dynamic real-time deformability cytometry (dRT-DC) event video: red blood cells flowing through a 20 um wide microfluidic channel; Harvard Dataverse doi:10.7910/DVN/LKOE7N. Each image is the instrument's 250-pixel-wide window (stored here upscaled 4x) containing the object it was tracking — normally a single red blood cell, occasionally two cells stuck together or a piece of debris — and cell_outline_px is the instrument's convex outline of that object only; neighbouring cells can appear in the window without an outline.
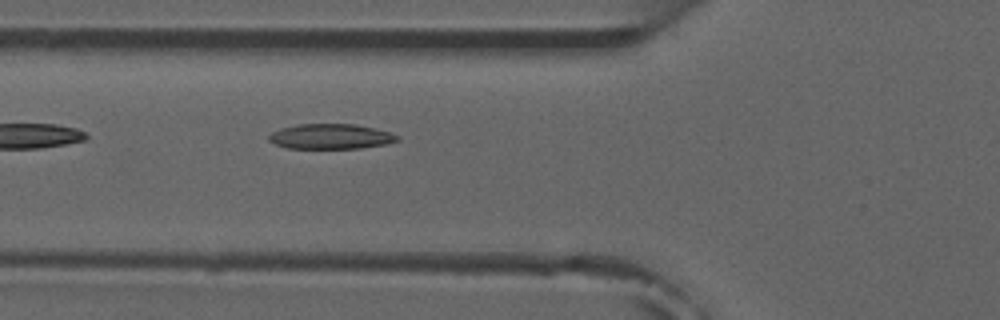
{"species": "common noctule bat (a hibernating species)", "species_latin": "Nyctalus noctula", "temperature_condition": "room temperature", "stored_images_in_passage": 6, "camera_frame_rate_fps": 3000, "um_per_image_px": 0.085, "animal": {"sex": "male", "forearm_length_mm": 52.5}, "frame": {"image": 1, "passage_image": 6, "time_ms": 5.667, "image_size_px": [1000, 320], "cell_outline_px": [[400, 140], [388, 144], [360, 148], [288, 148], [276, 144], [268, 140], [268, 136], [272, 132], [280, 128], [296, 124], [356, 124], [388, 132], [400, 136]], "centroid_in_image_um": [28.11, 11.6], "position_along_channel_um": 97.7, "area_um2": 18.79}}